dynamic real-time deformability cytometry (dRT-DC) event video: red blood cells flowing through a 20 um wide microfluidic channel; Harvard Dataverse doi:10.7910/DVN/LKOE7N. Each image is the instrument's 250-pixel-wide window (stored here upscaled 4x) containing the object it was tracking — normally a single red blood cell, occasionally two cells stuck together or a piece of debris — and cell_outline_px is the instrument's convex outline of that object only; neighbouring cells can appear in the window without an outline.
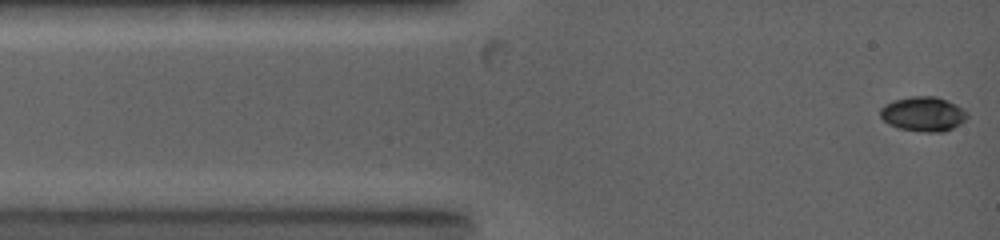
{"species": "common noctule bat (a hibernating species)", "species_latin": "Nyctalus noctula", "temperature_condition": "warm", "stored_images_in_passage": 70, "camera_frame_rate_fps": 5000, "um_per_image_px": 0.085, "animal": {"sex": "female", "body_mass_g": 19.0, "forearm_length_mm": 53.3}, "frame": {"image": 1, "passage_image": 1, "time_ms": 0.0, "image_size_px": [1000, 240], "cell_outline_px": [[968, 116], [960, 124], [944, 132], [924, 132], [900, 128], [888, 124], [880, 116], [880, 108], [884, 104], [892, 100], [912, 96], [936, 96], [956, 104], [968, 112]], "centroid_in_image_um": [78.47, 9.68], "position_along_channel_um": 6.5, "area_um2": 17.63}}
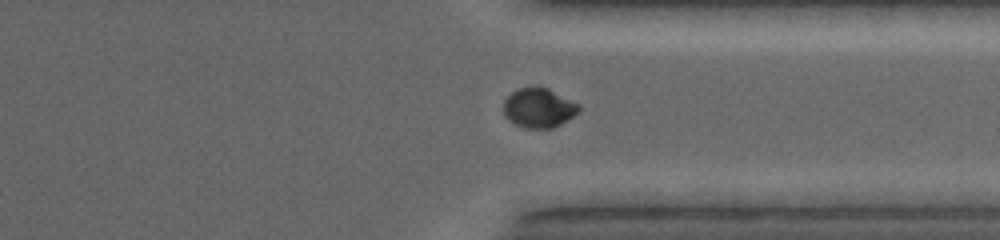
{"frame": {"image": 2, "passage_image": 46, "time_ms": 10.2, "image_size_px": [1000, 240], "cell_outline_px": [[580, 112], [560, 124], [552, 128], [528, 128], [516, 124], [504, 116], [504, 100], [512, 92], [520, 88], [532, 84], [536, 84], [548, 88], [580, 104]], "centroid_in_image_um": [45.81, 9.13], "position_along_channel_um": 365.6, "area_um2": 17.57}}
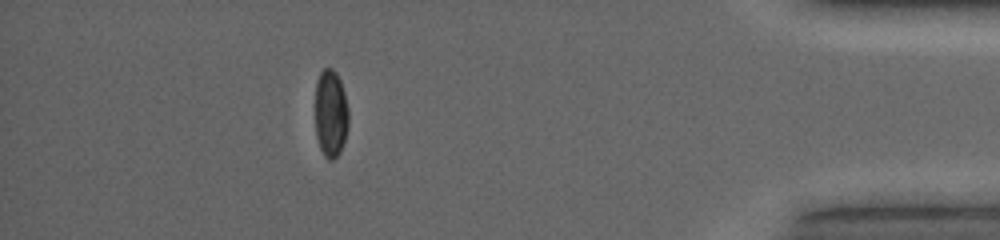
{"frame": {"image": 3, "passage_image": 58, "time_ms": 12.6, "image_size_px": [1000, 240], "cell_outline_px": [[348, 124], [344, 140], [340, 152], [332, 160], [328, 160], [324, 156], [320, 148], [316, 136], [316, 80], [320, 72], [324, 68], [332, 68], [336, 72], [340, 80], [344, 92], [348, 108]], "centroid_in_image_um": [28.11, 9.63], "position_along_channel_um": 407.1, "area_um2": 16.99}, "authors_computed_cell_mechanics": {"area_um2": 17.9758, "velocity_mm_per_s": 4.0303, "shape_relaxation_time_tau1_ms": 4.5621, "shape_relaxation_time_tau2_ms": 2.1113, "deformation_change_tau1": 0.1358, "deformation_change_tau2": 0.0206}}